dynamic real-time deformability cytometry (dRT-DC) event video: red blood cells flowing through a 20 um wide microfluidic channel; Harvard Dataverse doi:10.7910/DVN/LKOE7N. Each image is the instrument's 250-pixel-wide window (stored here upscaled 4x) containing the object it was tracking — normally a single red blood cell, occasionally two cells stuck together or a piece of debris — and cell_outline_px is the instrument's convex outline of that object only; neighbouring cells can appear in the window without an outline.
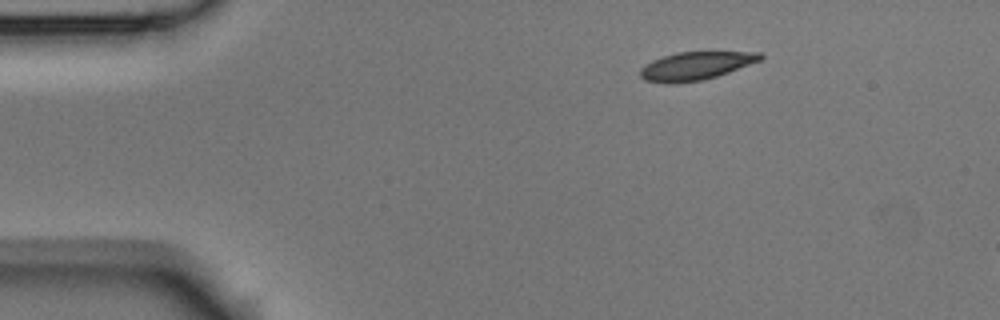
{"species": "Egyptian fruit bat (a non-hibernating species)", "species_latin": "Rousettus aegyptiacus", "temperature_condition": "room temperature", "stored_images_in_passage": 3, "camera_frame_rate_fps": 3000, "um_per_image_px": 0.085, "animal": {"sex": "male"}, "frame": {"image": 1, "passage_image": 1, "time_ms": 0.0, "image_size_px": [1000, 320], "cell_outline_px": [[764, 56], [760, 60], [728, 72], [716, 76], [700, 80], [676, 84], [668, 84], [644, 80], [640, 76], [640, 68], [644, 64], [652, 60], [676, 52], [760, 52]], "centroid_in_image_um": [59.07, 5.6], "position_along_channel_um": 25.9, "area_um2": 19.59}}